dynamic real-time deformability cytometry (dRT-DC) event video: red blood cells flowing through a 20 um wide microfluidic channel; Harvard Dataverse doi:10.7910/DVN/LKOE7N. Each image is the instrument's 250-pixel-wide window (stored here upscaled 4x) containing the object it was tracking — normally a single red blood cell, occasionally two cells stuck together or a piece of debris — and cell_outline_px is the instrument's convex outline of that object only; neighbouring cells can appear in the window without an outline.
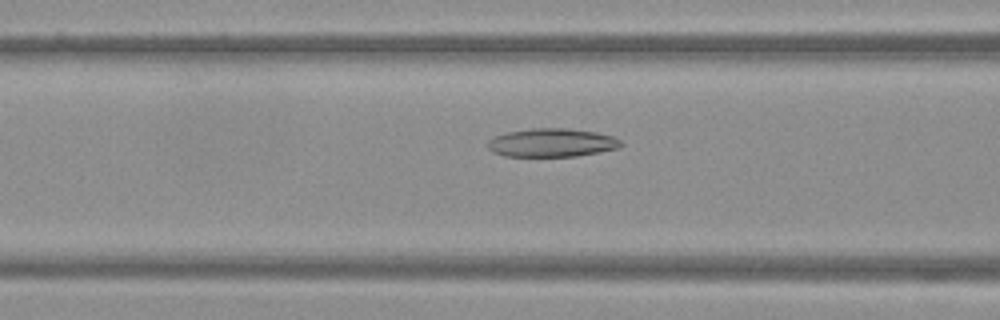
{"species": "Egyptian fruit bat (a non-hibernating species)", "species_latin": "Rousettus aegyptiacus", "temperature_condition": "warm", "stored_images_in_passage": 46, "camera_frame_rate_fps": 3000, "um_per_image_px": 0.085, "frame": {"image": 1, "passage_image": 16, "time_ms": 5.0, "image_size_px": [1000, 320], "cell_outline_px": [[624, 144], [616, 148], [576, 156], [504, 156], [492, 152], [488, 148], [488, 140], [496, 136], [508, 132], [532, 128], [568, 128], [596, 132], [612, 136], [620, 140]], "centroid_in_image_um": [46.88, 12.12], "position_along_channel_um": 119.7, "area_um2": 21.91}}
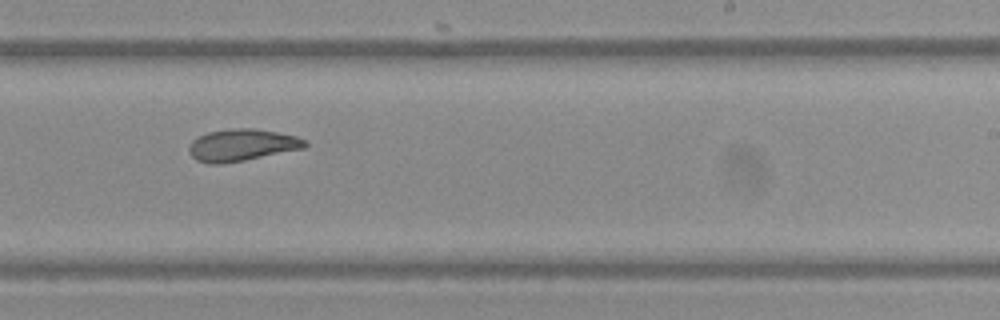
{"frame": {"image": 2, "passage_image": 27, "time_ms": 8.667, "image_size_px": [1000, 320], "cell_outline_px": [[308, 144], [304, 148], [244, 160], [220, 164], [208, 164], [196, 160], [188, 152], [188, 148], [192, 140], [208, 132], [228, 128], [252, 128], [276, 132], [296, 136], [304, 140]], "centroid_in_image_um": [20.52, 12.33], "position_along_channel_um": 268.5, "area_um2": 21.5}}
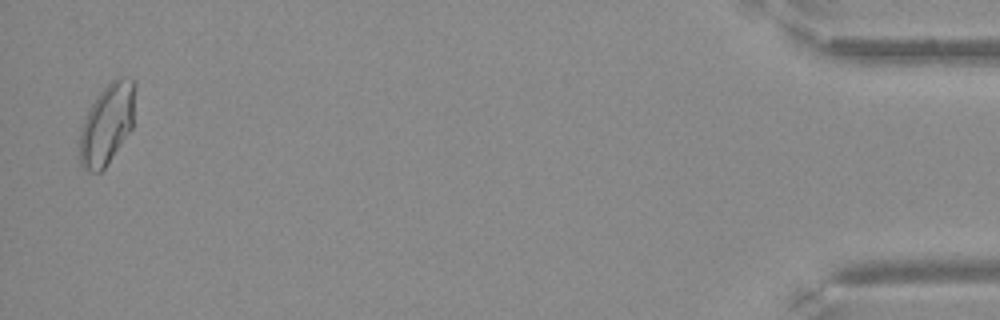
{"frame": {"image": 3, "passage_image": 45, "time_ms": 14.667, "image_size_px": [1000, 320], "cell_outline_px": [[136, 80], [132, 128], [104, 168], [100, 172], [88, 172], [80, 168], [80, 132], [84, 116], [88, 108], [100, 92], [116, 76]], "centroid_in_image_um": [9.08, 10.53], "position_along_channel_um": 426.1, "area_um2": 26.13}}